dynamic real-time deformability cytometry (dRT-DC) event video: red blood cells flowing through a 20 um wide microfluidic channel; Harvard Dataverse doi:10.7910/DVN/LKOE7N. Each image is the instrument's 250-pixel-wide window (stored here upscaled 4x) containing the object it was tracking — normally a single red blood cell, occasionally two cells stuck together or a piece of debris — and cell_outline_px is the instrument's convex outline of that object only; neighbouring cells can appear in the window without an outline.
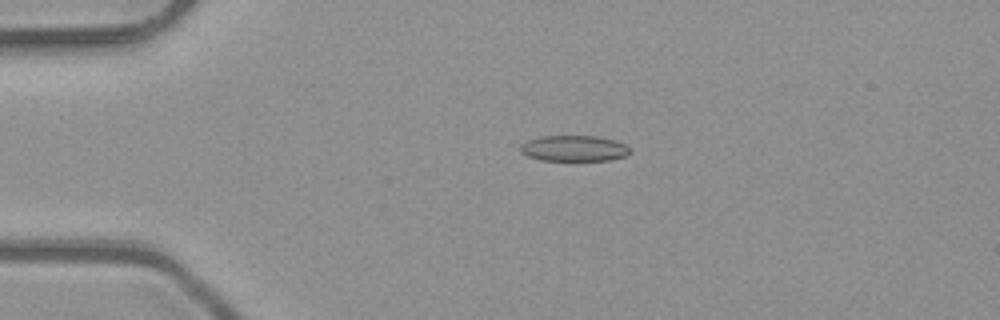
{"species": "common noctule bat (a hibernating species)", "species_latin": "Nyctalus noctula", "temperature_condition": "room temperature", "stored_images_in_passage": 40, "camera_frame_rate_fps": 3000, "um_per_image_px": 0.085, "animal": {"sex": "male", "body_mass_g": 23.1, "forearm_length_mm": 52.7}, "frame": {"image": 1, "passage_image": 1, "time_ms": 0.0, "image_size_px": [1000, 320], "cell_outline_px": [[628, 152], [624, 156], [608, 160], [540, 160], [528, 156], [520, 152], [520, 144], [528, 140], [540, 136], [596, 136], [612, 140], [624, 144], [628, 148]], "centroid_in_image_um": [48.71, 12.61], "position_along_channel_um": 36.3, "area_um2": 16.24}}
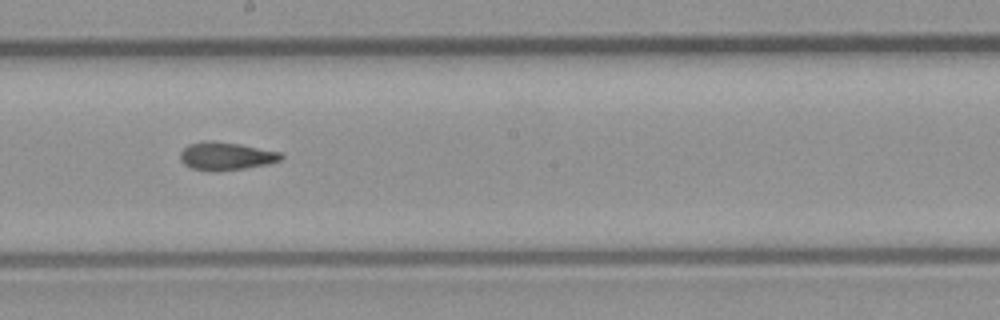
{"frame": {"image": 2, "passage_image": 18, "time_ms": 5.667, "image_size_px": [1000, 320], "cell_outline_px": [[284, 156], [280, 160], [268, 164], [244, 168], [192, 168], [184, 164], [180, 160], [180, 152], [188, 144], [208, 140], [212, 140], [240, 144], [280, 152]], "centroid_in_image_um": [19.23, 13.21], "position_along_channel_um": 229.0, "area_um2": 15.72}}
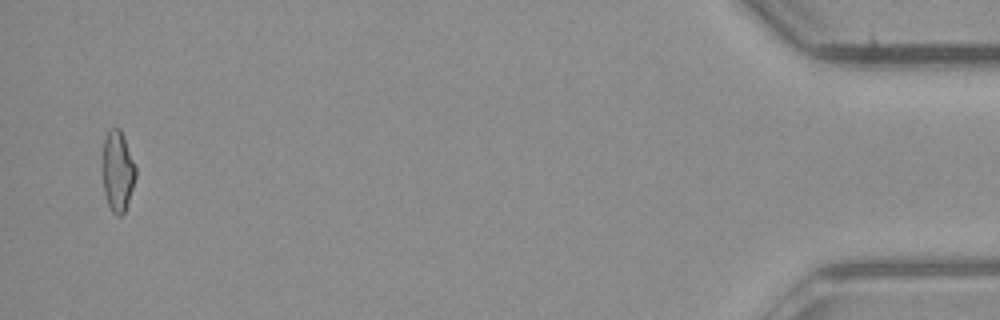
{"frame": {"image": 3, "passage_image": 39, "time_ms": 12.667, "image_size_px": [1000, 320], "cell_outline_px": [[136, 176], [124, 212], [120, 216], [116, 216], [112, 212], [108, 204], [104, 192], [100, 168], [104, 140], [108, 128], [120, 128], [124, 136], [136, 168]], "centroid_in_image_um": [9.95, 14.51], "position_along_channel_um": 425.2, "area_um2": 15.95}, "authors_computed_cell_mechanics": {"area_um2": 16.1551, "velocity_mm_per_s": 4.0943, "shape_relaxation_time_tau1_ms": null, "shape_relaxation_time_tau2_ms": 2.7953, "deformation_change_tau1": null, "deformation_change_tau2": 0.1168}}